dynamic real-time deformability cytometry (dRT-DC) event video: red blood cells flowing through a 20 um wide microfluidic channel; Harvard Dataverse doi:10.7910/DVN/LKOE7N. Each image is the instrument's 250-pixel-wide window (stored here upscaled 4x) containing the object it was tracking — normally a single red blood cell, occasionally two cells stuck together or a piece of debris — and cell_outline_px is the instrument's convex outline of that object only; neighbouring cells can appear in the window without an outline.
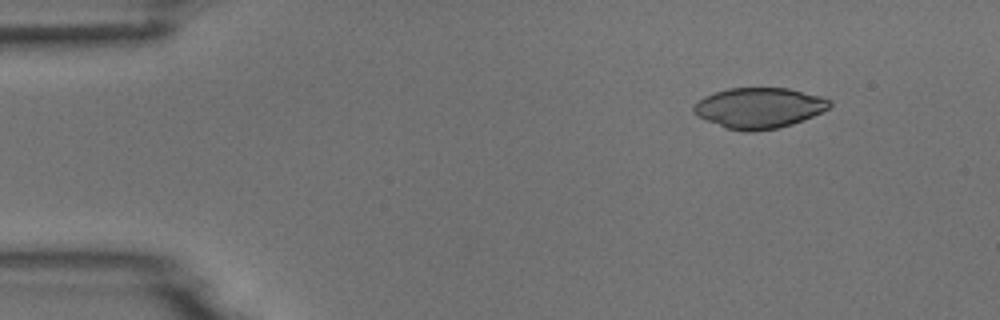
{"species": "common noctule bat (a hibernating species)", "species_latin": "Nyctalus noctula", "temperature_condition": "room temperature", "stored_images_in_passage": 4, "camera_frame_rate_fps": 3000, "um_per_image_px": 0.085, "animal": {"sex": "male", "body_mass_g": 18.8}, "frame": {"image": 1, "passage_image": 2, "time_ms": 1.0, "image_size_px": [1000, 320], "cell_outline_px": [[832, 104], [828, 108], [804, 120], [792, 124], [776, 128], [756, 132], [744, 132], [724, 128], [696, 116], [692, 112], [692, 104], [704, 96], [728, 88], [788, 88], [820, 96], [832, 100]], "centroid_in_image_um": [64.47, 9.18], "position_along_channel_um": 20.5, "area_um2": 32.43}}